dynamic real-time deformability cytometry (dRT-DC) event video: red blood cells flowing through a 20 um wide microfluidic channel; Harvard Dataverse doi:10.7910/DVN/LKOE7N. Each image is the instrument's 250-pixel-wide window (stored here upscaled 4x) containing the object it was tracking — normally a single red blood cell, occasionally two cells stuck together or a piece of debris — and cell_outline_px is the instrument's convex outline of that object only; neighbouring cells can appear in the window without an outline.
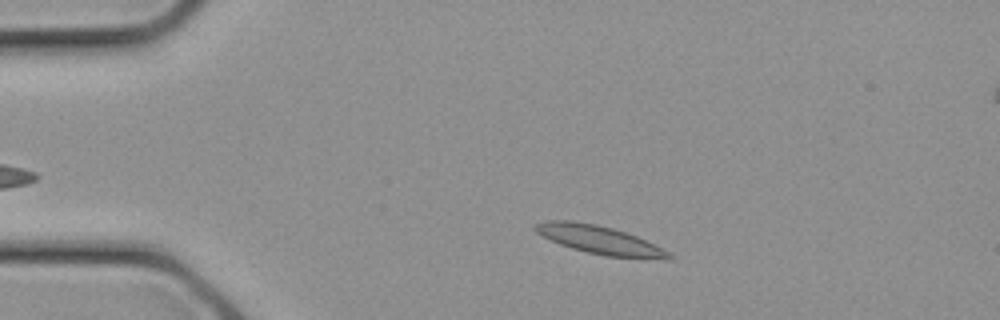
{"species": "common noctule bat (a hibernating species)", "species_latin": "Nyctalus noctula", "temperature_condition": "cold", "stored_images_in_passage": 11, "camera_frame_rate_fps": 3000, "um_per_image_px": 0.085, "animal": {"sex": "female", "body_mass_g": 21.9}, "frame": {"image": 1, "passage_image": 3, "time_ms": 0.667, "image_size_px": [1000, 320], "cell_outline_px": [[676, 256], [672, 260], [668, 260], [604, 256], [572, 248], [560, 244], [536, 232], [532, 228], [536, 224], [548, 220], [572, 220], [596, 224], [612, 228], [636, 236]], "centroid_in_image_um": [50.99, 20.4], "position_along_channel_um": 34.0, "area_um2": 21.91}}
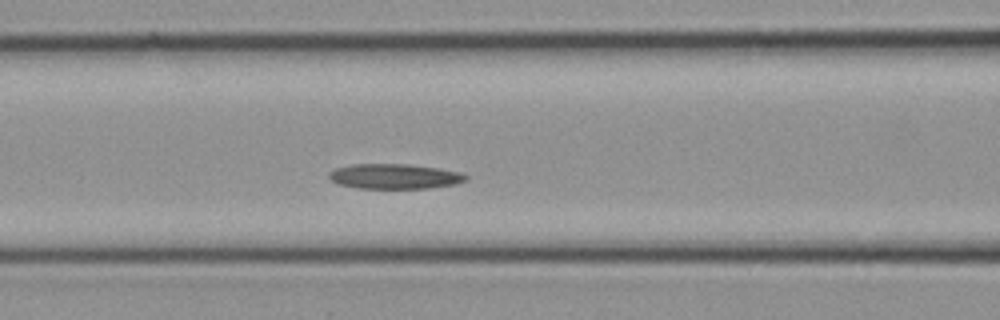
{"frame": {"image": 2, "passage_image": 9, "time_ms": 2.667, "image_size_px": [1000, 320], "cell_outline_px": [[468, 180], [452, 184], [428, 188], [360, 188], [340, 184], [332, 180], [328, 176], [328, 172], [336, 168], [352, 164], [408, 164], [440, 168], [460, 172], [468, 176]], "centroid_in_image_um": [33.55, 14.98], "position_along_channel_um": 133.1, "area_um2": 19.83}}
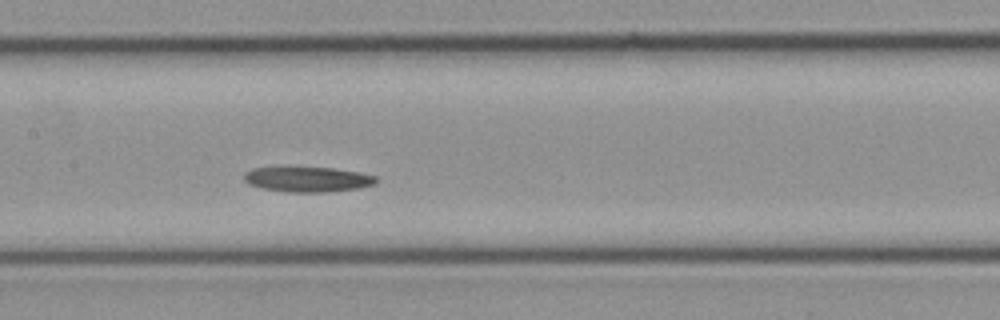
{"frame": {"image": 3, "passage_image": 11, "time_ms": 3.333, "image_size_px": [1000, 320], "cell_outline_px": [[380, 180], [376, 184], [360, 188], [324, 192], [288, 192], [264, 188], [248, 184], [244, 180], [244, 172], [252, 168], [332, 168], [360, 172], [376, 176]], "centroid_in_image_um": [26.2, 15.25], "position_along_channel_um": 181.2, "area_um2": 19.25}}